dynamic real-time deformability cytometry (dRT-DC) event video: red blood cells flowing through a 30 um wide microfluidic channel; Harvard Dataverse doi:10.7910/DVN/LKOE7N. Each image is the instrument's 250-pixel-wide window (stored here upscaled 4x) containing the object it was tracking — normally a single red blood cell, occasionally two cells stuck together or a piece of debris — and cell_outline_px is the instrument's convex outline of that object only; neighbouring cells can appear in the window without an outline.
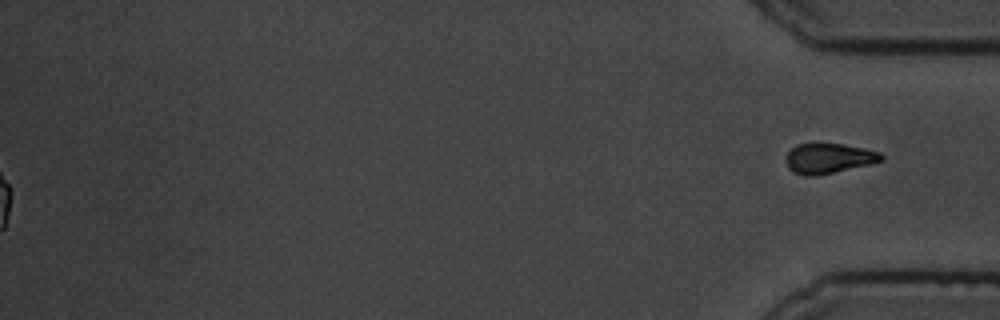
{"species": "common noctule bat (a hibernating species)", "species_latin": "Nyctalus noctula", "temperature_condition": "cold", "stored_images_in_passage": 49, "segment_of_instrument_passage": [2, 2], "camera_frame_rate_fps": 3000, "um_per_image_px": 0.085, "animal": {"sex": "male", "body_mass_g": 19.5, "forearm_length_mm": 54.6}, "frame": {"image": 1, "passage_image": 49, "time_ms": 16.0, "image_size_px": [1000, 320], "cell_outline_px": [[884, 160], [872, 164], [816, 176], [804, 176], [792, 172], [788, 168], [784, 160], [784, 156], [796, 144], [840, 144], [864, 148], [880, 152], [884, 156]], "centroid_in_image_um": [70.42, 13.48], "position_along_channel_um": 364.8, "area_um2": 16.94}}